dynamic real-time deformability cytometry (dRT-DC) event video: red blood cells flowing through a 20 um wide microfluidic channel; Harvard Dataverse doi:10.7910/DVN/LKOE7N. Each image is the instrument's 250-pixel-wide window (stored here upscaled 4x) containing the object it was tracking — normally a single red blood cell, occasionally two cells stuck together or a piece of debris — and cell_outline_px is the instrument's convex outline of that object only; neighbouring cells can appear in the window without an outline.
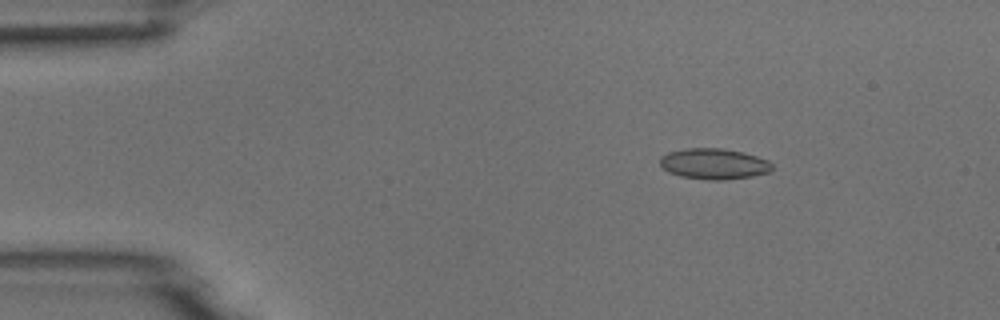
{"species": "common noctule bat (a hibernating species)", "species_latin": "Nyctalus noctula", "temperature_condition": "room temperature", "stored_images_in_passage": 5, "camera_frame_rate_fps": 3000, "um_per_image_px": 0.085, "animal": {"sex": "male", "body_mass_g": 18.8}, "frame": {"image": 1, "passage_image": 3, "time_ms": 2.333, "image_size_px": [1000, 320], "cell_outline_px": [[772, 168], [768, 172], [752, 176], [724, 180], [708, 180], [680, 176], [668, 172], [660, 164], [660, 156], [668, 152], [684, 148], [720, 148], [744, 152], [768, 160], [772, 164]], "centroid_in_image_um": [60.66, 13.92], "position_along_channel_um": 24.3, "area_um2": 20.17}}